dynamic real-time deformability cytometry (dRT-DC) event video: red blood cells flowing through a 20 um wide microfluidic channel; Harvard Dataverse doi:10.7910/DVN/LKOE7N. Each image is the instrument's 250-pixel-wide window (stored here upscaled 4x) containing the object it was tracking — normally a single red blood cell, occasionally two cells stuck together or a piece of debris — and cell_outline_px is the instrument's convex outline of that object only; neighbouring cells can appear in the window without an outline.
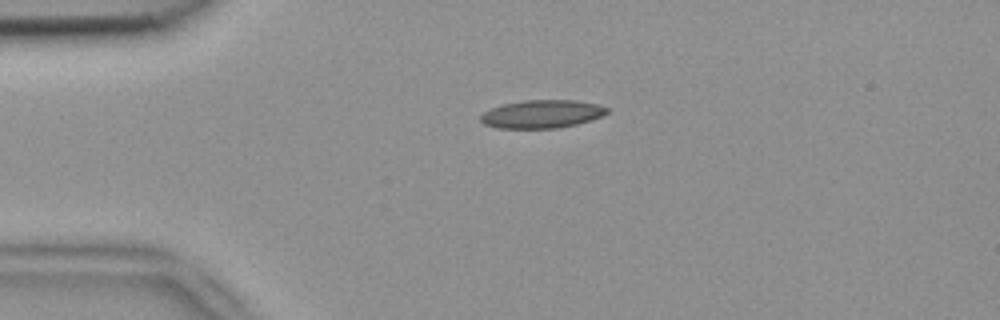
{"species": "common noctule bat (a hibernating species)", "species_latin": "Nyctalus noctula", "temperature_condition": "room temperature", "stored_images_in_passage": 2, "camera_frame_rate_fps": 3000, "um_per_image_px": 0.085, "animal": {"sex": "female", "body_mass_g": 18.4}, "frame": {"image": 1, "passage_image": 1, "time_ms": 0.0, "image_size_px": [1000, 320], "cell_outline_px": [[608, 112], [600, 116], [576, 124], [556, 128], [496, 128], [484, 124], [480, 120], [480, 116], [484, 112], [492, 108], [504, 104], [524, 100], [576, 100], [596, 104], [608, 108]], "centroid_in_image_um": [46.03, 9.69], "position_along_channel_um": 39.0, "area_um2": 20.46}}